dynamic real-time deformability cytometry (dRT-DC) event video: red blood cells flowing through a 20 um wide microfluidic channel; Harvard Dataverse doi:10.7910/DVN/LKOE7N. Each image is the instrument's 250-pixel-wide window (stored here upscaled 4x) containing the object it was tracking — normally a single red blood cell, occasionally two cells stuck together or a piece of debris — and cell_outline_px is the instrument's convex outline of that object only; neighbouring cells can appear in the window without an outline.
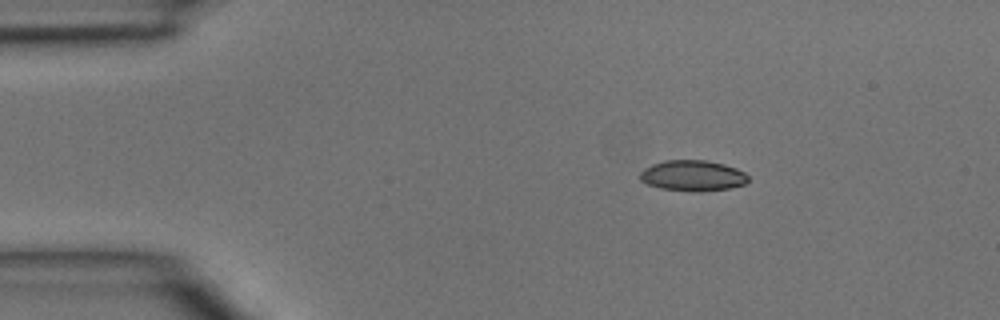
{"species": "common noctule bat (a hibernating species)", "species_latin": "Nyctalus noctula", "temperature_condition": "room temperature", "stored_images_in_passage": 3, "camera_frame_rate_fps": 3000, "um_per_image_px": 0.085, "animal": {"sex": "male", "body_mass_g": 15.6}, "frame": {"image": 1, "passage_image": 1, "time_ms": 0.0, "image_size_px": [1000, 320], "cell_outline_px": [[748, 180], [744, 184], [728, 188], [700, 192], [692, 192], [660, 188], [648, 184], [640, 180], [640, 172], [644, 168], [652, 164], [664, 160], [704, 160], [724, 164], [736, 168], [744, 172], [748, 176]], "centroid_in_image_um": [58.86, 14.93], "position_along_channel_um": 26.1, "area_um2": 19.42}}
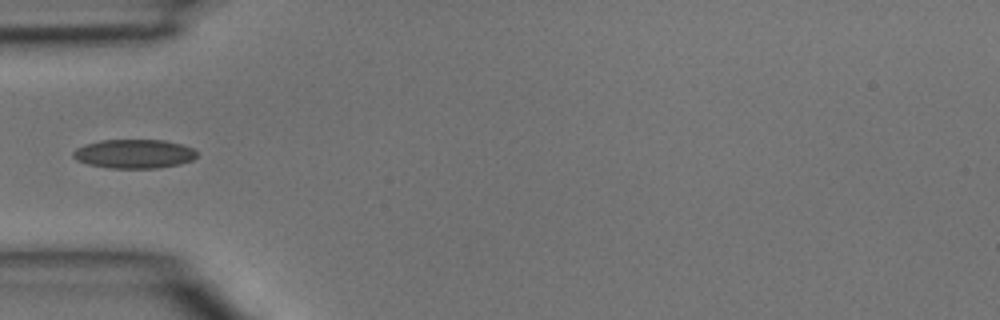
{"frame": {"image": 2, "passage_image": 3, "time_ms": 0.667, "image_size_px": [1000, 320], "cell_outline_px": [[196, 156], [192, 160], [180, 164], [156, 168], [108, 168], [88, 164], [76, 160], [72, 156], [72, 152], [76, 148], [84, 144], [100, 140], [164, 140], [180, 144], [192, 148], [196, 152]], "centroid_in_image_um": [11.35, 13.07], "position_along_channel_um": 73.6, "area_um2": 20.92}}